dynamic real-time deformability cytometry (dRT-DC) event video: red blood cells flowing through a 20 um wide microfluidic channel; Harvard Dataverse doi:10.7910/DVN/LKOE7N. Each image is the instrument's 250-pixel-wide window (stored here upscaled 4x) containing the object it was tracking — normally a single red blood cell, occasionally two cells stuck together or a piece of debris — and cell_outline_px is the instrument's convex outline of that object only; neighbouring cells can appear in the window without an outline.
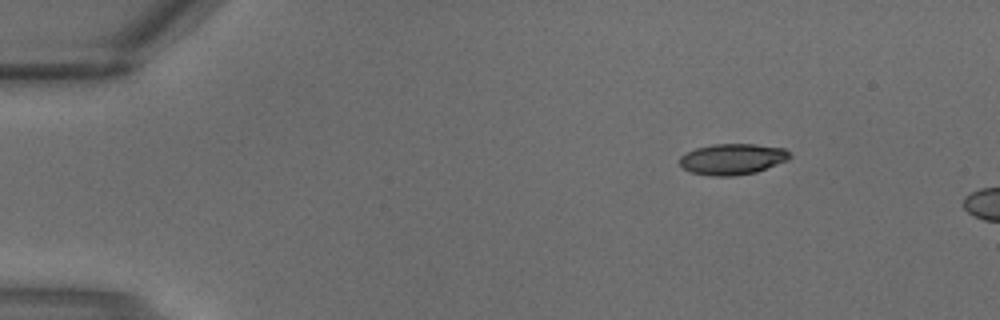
{"species": "common noctule bat (a hibernating species)", "species_latin": "Nyctalus noctula", "temperature_condition": "warm", "stored_images_in_passage": 2, "camera_frame_rate_fps": 3000, "um_per_image_px": 0.085, "animal": {"sex": "male", "body_mass_g": 18.8}, "frame": {"image": 1, "passage_image": 2, "time_ms": 0.333, "image_size_px": [1000, 320], "cell_outline_px": [[792, 156], [788, 160], [756, 172], [732, 176], [712, 176], [692, 172], [684, 168], [680, 164], [680, 156], [696, 148], [712, 144], [756, 144], [784, 148]], "centroid_in_image_um": [62.28, 13.52], "position_along_channel_um": 22.7, "area_um2": 19.77}}